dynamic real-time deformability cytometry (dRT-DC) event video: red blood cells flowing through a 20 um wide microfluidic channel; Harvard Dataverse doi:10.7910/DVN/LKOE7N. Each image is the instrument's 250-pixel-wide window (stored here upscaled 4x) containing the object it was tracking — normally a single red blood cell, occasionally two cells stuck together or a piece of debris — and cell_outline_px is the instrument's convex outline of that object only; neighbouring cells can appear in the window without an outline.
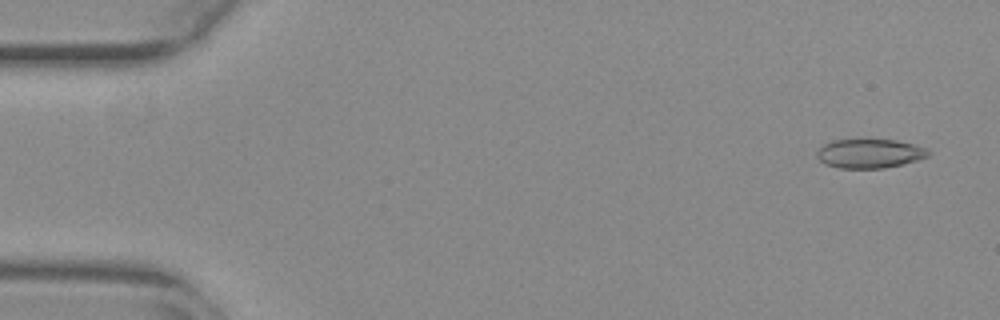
{"species": "common noctule bat (a hibernating species)", "species_latin": "Nyctalus noctula", "temperature_condition": "warm", "stored_images_in_passage": 51, "camera_frame_rate_fps": 3000, "um_per_image_px": 0.085, "animal": {"sex": "female", "body_mass_g": 29.2, "forearm_length_mm": 56.3}, "frame": {"image": 1, "passage_image": 3, "time_ms": 0.667, "image_size_px": [1000, 320], "cell_outline_px": [[932, 152], [928, 156], [904, 164], [884, 168], [840, 168], [824, 164], [816, 156], [816, 152], [824, 144], [832, 140], [896, 140], [912, 144], [924, 148]], "centroid_in_image_um": [73.9, 13.06], "position_along_channel_um": 11.1, "area_um2": 18.79}}
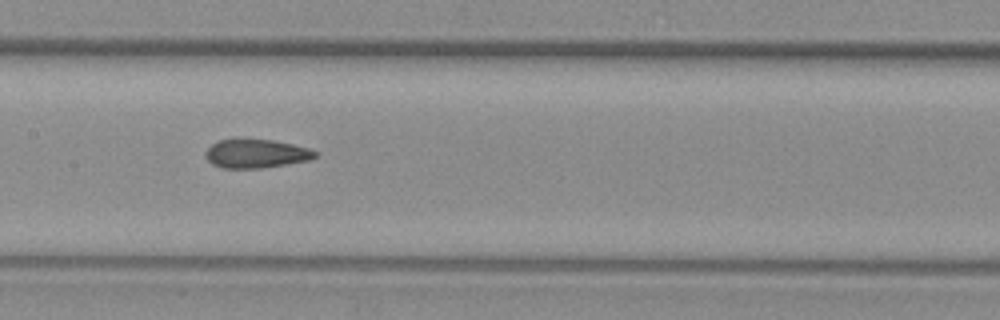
{"frame": {"image": 2, "passage_image": 27, "time_ms": 8.667, "image_size_px": [1000, 320], "cell_outline_px": [[320, 152], [316, 156], [308, 160], [260, 168], [220, 168], [212, 164], [204, 156], [204, 152], [212, 144], [220, 140], [236, 136], [272, 140], [292, 144], [308, 148]], "centroid_in_image_um": [21.7, 13.02], "position_along_channel_um": 185.7, "area_um2": 18.84}}
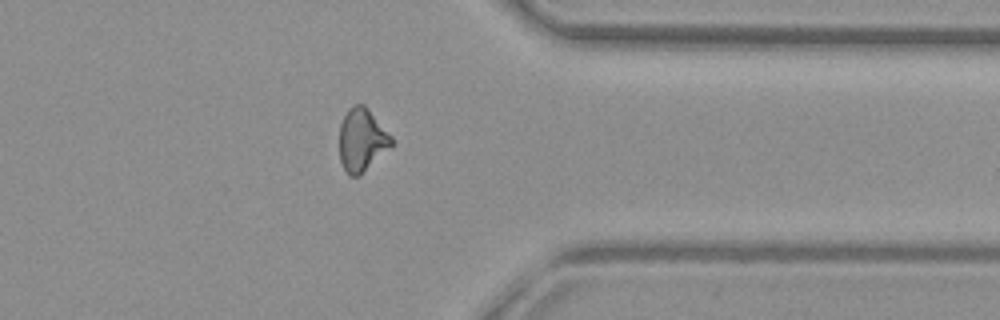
{"frame": {"image": 3, "passage_image": 43, "time_ms": 14.0, "image_size_px": [1000, 320], "cell_outline_px": [[392, 144], [360, 176], [348, 176], [340, 160], [340, 124], [348, 108], [356, 104], [364, 104], [368, 108], [392, 136]], "centroid_in_image_um": [30.74, 11.89], "position_along_channel_um": 380.7, "area_um2": 18.9}, "authors_computed_cell_mechanics": {"area_um2": 19.0162, "velocity_mm_per_s": 3.8409, "shape_relaxation_time_tau1_ms": null, "shape_relaxation_time_tau2_ms": 1.7502, "deformation_change_tau1": null, "deformation_change_tau2": 0.0837}}